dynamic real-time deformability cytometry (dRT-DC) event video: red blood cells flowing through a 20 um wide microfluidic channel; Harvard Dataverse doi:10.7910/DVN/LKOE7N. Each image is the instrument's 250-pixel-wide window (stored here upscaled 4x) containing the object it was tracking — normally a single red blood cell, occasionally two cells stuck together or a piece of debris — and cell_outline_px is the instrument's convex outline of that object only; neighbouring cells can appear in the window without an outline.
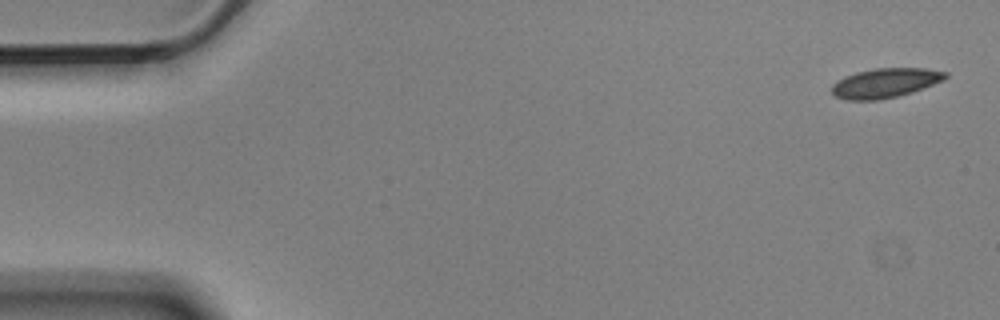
{"species": "Egyptian fruit bat (a non-hibernating species)", "species_latin": "Rousettus aegyptiacus", "temperature_condition": "cold", "stored_images_in_passage": 5, "camera_frame_rate_fps": 3000, "um_per_image_px": 0.085, "animal": {"sex": "male"}, "frame": {"image": 1, "passage_image": 1, "time_ms": 0.0, "image_size_px": [1000, 320], "cell_outline_px": [[948, 76], [944, 80], [912, 92], [880, 100], [848, 100], [836, 96], [832, 92], [832, 84], [844, 76], [856, 72], [876, 68], [924, 68], [948, 72]], "centroid_in_image_um": [75.25, 7.04], "position_along_channel_um": 9.7, "area_um2": 19.48}}
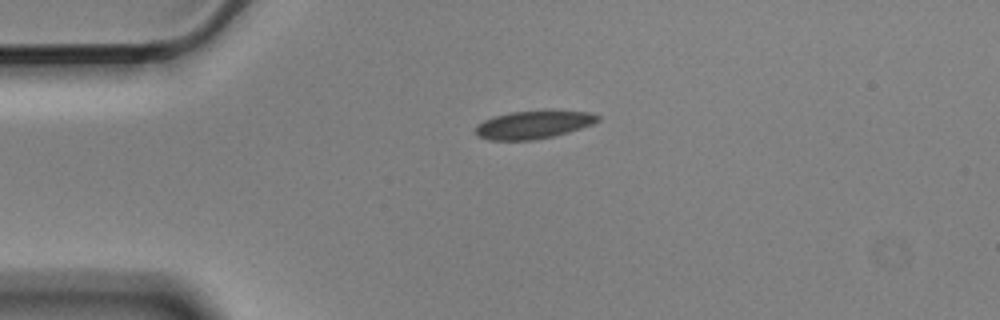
{"frame": {"image": 2, "passage_image": 4, "time_ms": 1.0, "image_size_px": [1000, 320], "cell_outline_px": [[600, 120], [592, 124], [568, 132], [552, 136], [532, 140], [488, 140], [480, 136], [476, 132], [476, 124], [484, 120], [496, 116], [512, 112], [588, 112], [600, 116]], "centroid_in_image_um": [45.31, 10.62], "position_along_channel_um": 39.7, "area_um2": 19.19}}